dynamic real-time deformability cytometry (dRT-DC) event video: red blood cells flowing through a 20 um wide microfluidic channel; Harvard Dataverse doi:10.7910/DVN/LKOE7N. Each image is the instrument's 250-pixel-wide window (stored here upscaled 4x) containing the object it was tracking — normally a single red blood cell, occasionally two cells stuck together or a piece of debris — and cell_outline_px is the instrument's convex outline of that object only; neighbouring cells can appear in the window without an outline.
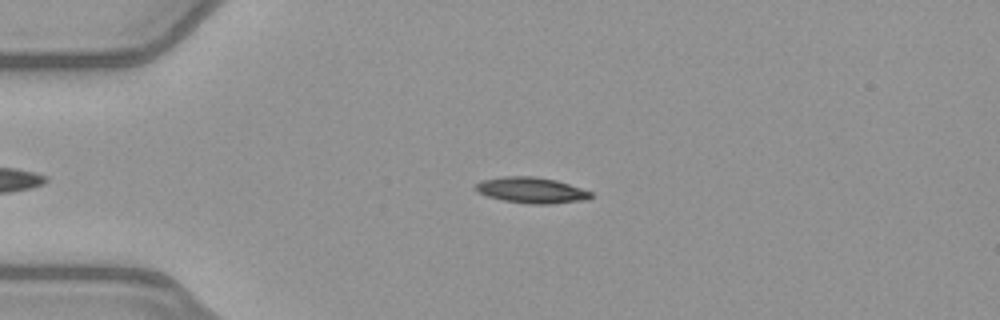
{"species": "common noctule bat (a hibernating species)", "species_latin": "Nyctalus noctula", "temperature_condition": "warm", "stored_images_in_passage": 43, "camera_frame_rate_fps": 3000, "um_per_image_px": 0.085, "animal": {"sex": "female", "body_mass_g": 21.9}, "frame": {"image": 1, "passage_image": 9, "time_ms": 2.667, "image_size_px": [1000, 320], "cell_outline_px": [[592, 196], [588, 200], [548, 204], [532, 204], [504, 200], [488, 196], [476, 192], [476, 184], [484, 180], [500, 176], [532, 176], [556, 180], [592, 192]], "centroid_in_image_um": [45.19, 16.17], "position_along_channel_um": 39.8, "area_um2": 17.22}}
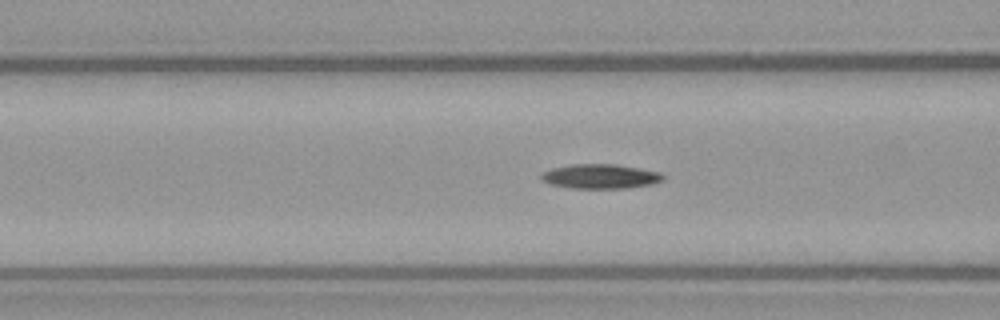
{"frame": {"image": 2, "passage_image": 17, "time_ms": 5.333, "image_size_px": [1000, 320], "cell_outline_px": [[664, 180], [652, 184], [628, 188], [572, 188], [552, 184], [544, 180], [540, 176], [544, 172], [552, 168], [572, 164], [616, 164], [640, 168], [660, 172], [664, 176]], "centroid_in_image_um": [51.09, 14.99], "position_along_channel_um": 115.5, "area_um2": 17.28}}
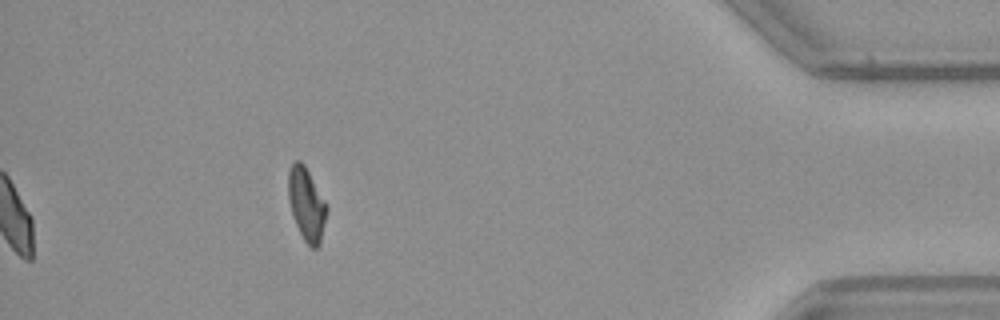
{"frame": {"image": 3, "passage_image": 43, "time_ms": 14.0, "image_size_px": [1000, 320], "cell_outline_px": [[328, 208], [320, 244], [316, 248], [312, 248], [304, 240], [292, 216], [288, 200], [288, 172], [292, 164], [296, 160], [300, 160], [304, 164], [328, 204]], "centroid_in_image_um": [26.06, 17.34], "position_along_channel_um": 409.1, "area_um2": 16.47}, "authors_computed_cell_mechanics": {"area_um2": 17.1088, "velocity_mm_per_s": 4.0214, "shape_relaxation_time_tau1_ms": 10.4031, "shape_relaxation_time_tau2_ms": null, "deformation_change_tau1": 0.2452, "deformation_change_tau2": null}}